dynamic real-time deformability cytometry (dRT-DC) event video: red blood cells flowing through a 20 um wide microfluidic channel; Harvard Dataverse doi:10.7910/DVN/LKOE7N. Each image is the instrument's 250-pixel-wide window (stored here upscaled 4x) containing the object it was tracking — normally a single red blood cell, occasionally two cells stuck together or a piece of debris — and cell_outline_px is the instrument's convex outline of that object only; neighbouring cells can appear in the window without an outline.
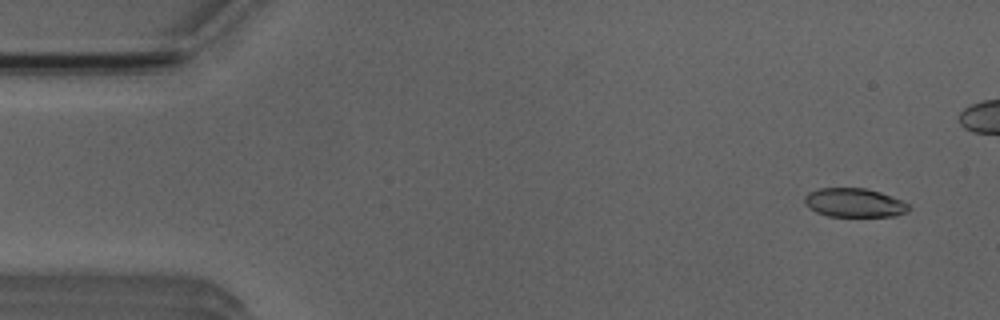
{"species": "Egyptian fruit bat (a non-hibernating species)", "species_latin": "Rousettus aegyptiacus", "temperature_condition": "room temperature", "stored_images_in_passage": 5, "camera_frame_rate_fps": 3000, "um_per_image_px": 0.085, "animal": {"sex": "male"}, "frame": {"image": 1, "passage_image": 1, "time_ms": 0.0, "image_size_px": [1000, 320], "cell_outline_px": [[912, 208], [908, 212], [892, 216], [828, 216], [816, 212], [804, 204], [804, 196], [808, 192], [820, 188], [864, 188], [880, 192], [900, 200], [908, 204]], "centroid_in_image_um": [72.6, 17.23], "position_along_channel_um": 12.4, "area_um2": 17.51}}